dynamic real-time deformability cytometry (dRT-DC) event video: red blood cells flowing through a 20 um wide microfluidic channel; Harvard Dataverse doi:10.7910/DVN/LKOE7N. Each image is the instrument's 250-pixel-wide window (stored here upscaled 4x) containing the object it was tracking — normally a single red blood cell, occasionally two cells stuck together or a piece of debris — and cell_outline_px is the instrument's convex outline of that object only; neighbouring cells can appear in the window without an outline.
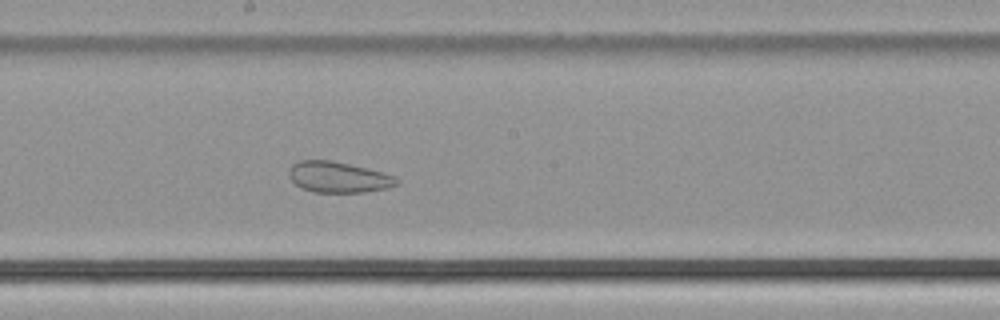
{"species": "common noctule bat (a hibernating species)", "species_latin": "Nyctalus noctula", "temperature_condition": "cold", "stored_images_in_passage": 43, "camera_frame_rate_fps": 3000, "um_per_image_px": 0.085, "animal": {"sex": "male", "body_mass_g": 21.5, "forearm_length_mm": 52.0}, "frame": {"image": 1, "passage_image": 19, "time_ms": 6.0, "image_size_px": [1000, 320], "cell_outline_px": [[400, 184], [388, 188], [364, 192], [312, 192], [296, 184], [292, 180], [288, 172], [292, 164], [300, 160], [332, 160], [384, 172], [396, 176], [400, 180]], "centroid_in_image_um": [28.82, 15.05], "position_along_channel_um": 219.4, "area_um2": 19.48}}